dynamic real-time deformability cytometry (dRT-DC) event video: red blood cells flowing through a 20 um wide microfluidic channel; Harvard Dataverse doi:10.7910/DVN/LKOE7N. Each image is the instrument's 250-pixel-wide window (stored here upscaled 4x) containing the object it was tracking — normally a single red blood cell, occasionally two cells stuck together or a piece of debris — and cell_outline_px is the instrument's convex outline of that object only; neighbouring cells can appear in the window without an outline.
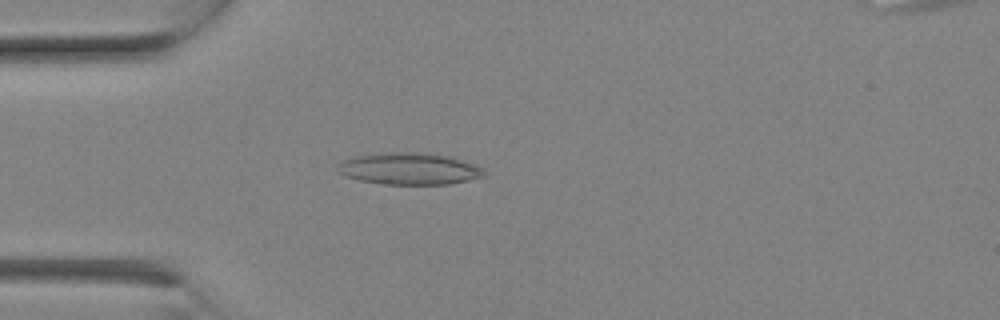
{"species": "Egyptian fruit bat (a non-hibernating species)", "species_latin": "Rousettus aegyptiacus", "temperature_condition": "room temperature", "stored_images_in_passage": 6, "camera_frame_rate_fps": 3000, "um_per_image_px": 0.085, "animal": {"sex": "female"}, "frame": {"image": 1, "passage_image": 3, "time_ms": 0.667, "image_size_px": [1000, 320], "cell_outline_px": [[488, 176], [448, 184], [384, 184], [360, 180], [344, 176], [336, 172], [336, 164], [344, 160], [356, 156], [380, 152], [412, 152], [452, 156], [484, 168], [488, 172]], "centroid_in_image_um": [34.79, 14.34], "position_along_channel_um": 50.2, "area_um2": 27.51}}
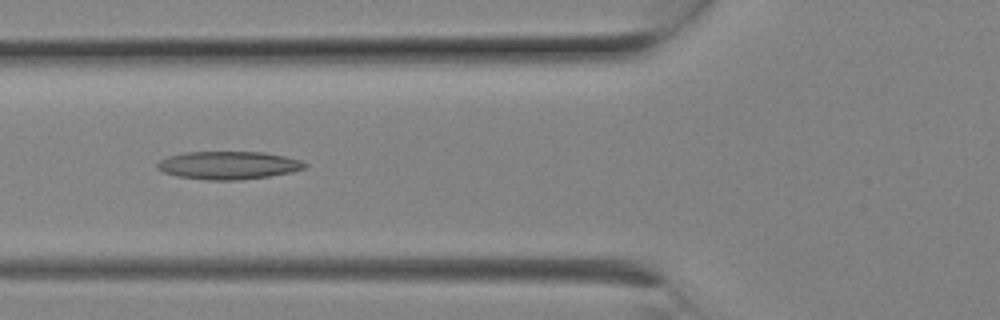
{"frame": {"image": 2, "passage_image": 5, "time_ms": 1.333, "image_size_px": [1000, 320], "cell_outline_px": [[308, 164], [304, 168], [292, 172], [268, 176], [240, 180], [208, 180], [176, 176], [164, 172], [156, 168], [156, 164], [160, 160], [168, 156], [184, 152], [264, 152], [284, 156], [300, 160]], "centroid_in_image_um": [19.39, 14.05], "position_along_channel_um": 106.4, "area_um2": 24.04}}
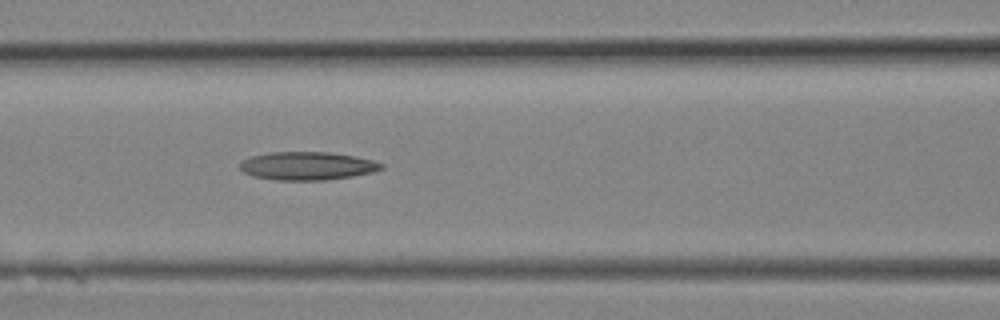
{"frame": {"image": 3, "passage_image": 6, "time_ms": 1.667, "image_size_px": [1000, 320], "cell_outline_px": [[384, 168], [372, 172], [352, 176], [324, 180], [276, 180], [252, 176], [244, 172], [240, 168], [240, 160], [252, 156], [272, 152], [328, 152], [356, 156], [372, 160], [384, 164]], "centroid_in_image_um": [26.11, 14.1], "position_along_channel_um": 140.5, "area_um2": 23.24}}